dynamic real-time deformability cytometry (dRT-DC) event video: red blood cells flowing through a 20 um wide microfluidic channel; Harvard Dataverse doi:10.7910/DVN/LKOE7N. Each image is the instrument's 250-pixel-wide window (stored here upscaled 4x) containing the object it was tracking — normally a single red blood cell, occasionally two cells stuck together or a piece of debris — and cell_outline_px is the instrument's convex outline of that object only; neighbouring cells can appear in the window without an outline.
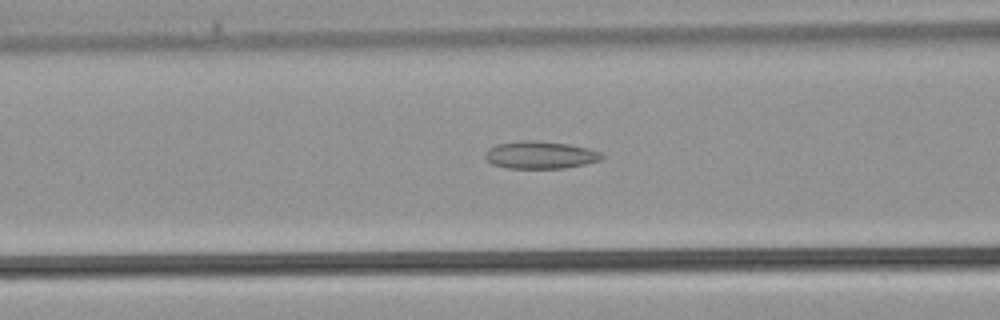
{"species": "common noctule bat (a hibernating species)", "species_latin": "Nyctalus noctula", "temperature_condition": "warm", "stored_images_in_passage": 22, "camera_frame_rate_fps": 3000, "um_per_image_px": 0.085, "animal": {"sex": "male", "body_mass_g": 21.5, "forearm_length_mm": 52.0}, "frame": {"image": 1, "passage_image": 7, "time_ms": 2.0, "image_size_px": [1000, 320], "cell_outline_px": [[604, 156], [600, 160], [584, 164], [564, 168], [504, 168], [492, 164], [484, 156], [488, 148], [496, 144], [524, 140], [536, 140], [568, 144], [588, 148], [600, 152]], "centroid_in_image_um": [45.9, 13.17], "position_along_channel_um": 120.7, "area_um2": 18.67}}
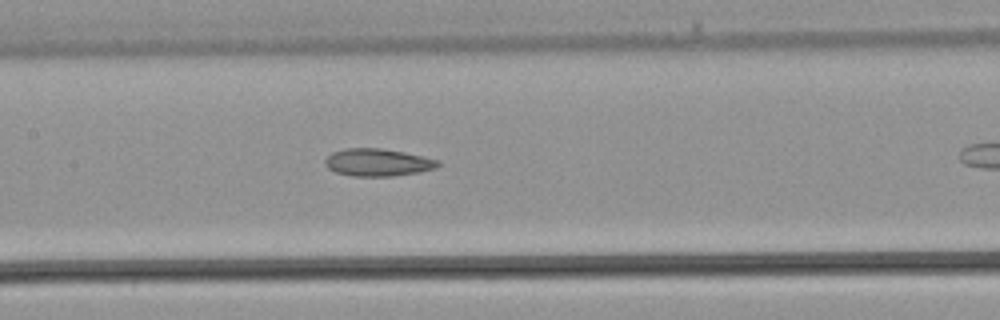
{"frame": {"image": 2, "passage_image": 10, "time_ms": 3.0, "image_size_px": [1000, 320], "cell_outline_px": [[440, 164], [436, 168], [420, 172], [392, 176], [352, 176], [336, 172], [328, 168], [324, 164], [324, 160], [332, 152], [344, 148], [380, 148], [404, 152], [440, 160]], "centroid_in_image_um": [32.1, 13.8], "position_along_channel_um": 175.3, "area_um2": 18.15}}
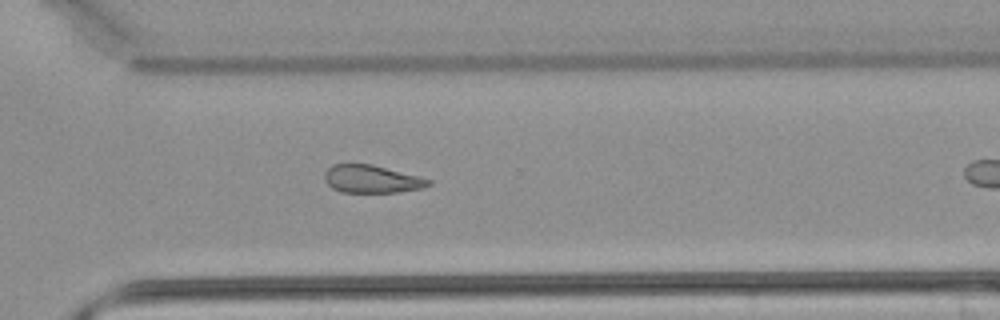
{"frame": {"image": 3, "passage_image": 19, "time_ms": 6.0, "image_size_px": [1000, 320], "cell_outline_px": [[432, 184], [424, 188], [400, 192], [340, 192], [332, 188], [324, 180], [324, 172], [332, 164], [372, 164], [420, 176], [432, 180]], "centroid_in_image_um": [31.62, 15.22], "position_along_channel_um": 339.0, "area_um2": 17.05}}